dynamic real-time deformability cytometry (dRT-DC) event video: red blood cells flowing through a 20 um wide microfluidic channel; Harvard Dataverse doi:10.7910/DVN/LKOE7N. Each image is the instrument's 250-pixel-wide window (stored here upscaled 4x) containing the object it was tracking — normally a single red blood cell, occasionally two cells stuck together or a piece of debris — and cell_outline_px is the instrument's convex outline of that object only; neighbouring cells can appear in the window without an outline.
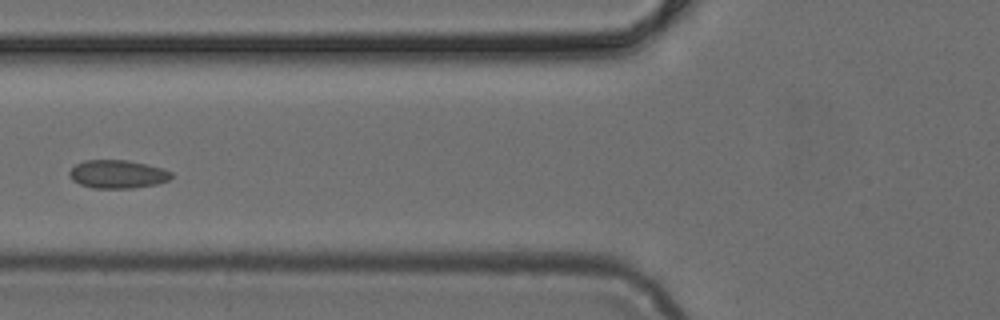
{"species": "common noctule bat (a hibernating species)", "species_latin": "Nyctalus noctula", "temperature_condition": "cold", "stored_images_in_passage": 7, "camera_frame_rate_fps": 3000, "um_per_image_px": 0.085, "animal": {"sex": "female", "body_mass_g": 24.6, "forearm_length_mm": 56.2}, "frame": {"image": 1, "passage_image": 6, "time_ms": 1.667, "image_size_px": [1000, 320], "cell_outline_px": [[172, 176], [168, 180], [156, 184], [132, 188], [92, 188], [80, 184], [72, 180], [68, 176], [68, 172], [76, 164], [84, 160], [128, 160], [164, 168], [172, 172]], "centroid_in_image_um": [9.98, 14.8], "position_along_channel_um": 115.8, "area_um2": 16.88}}
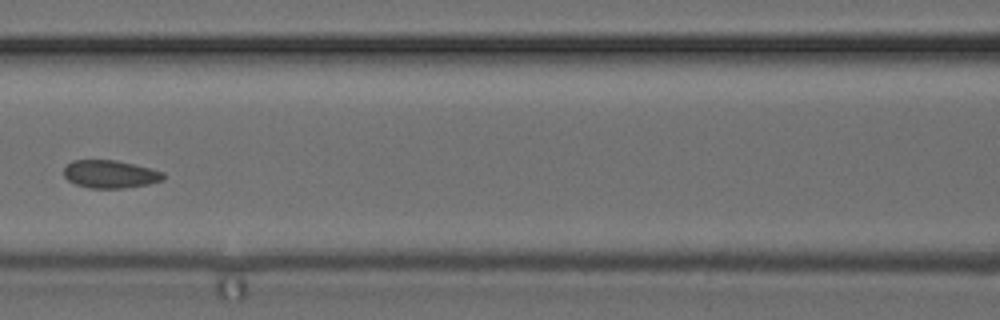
{"frame": {"image": 2, "passage_image": 7, "time_ms": 2.0, "image_size_px": [1000, 320], "cell_outline_px": [[164, 180], [148, 184], [124, 188], [88, 188], [76, 184], [68, 180], [64, 176], [64, 168], [72, 160], [116, 160], [164, 172]], "centroid_in_image_um": [9.35, 14.81], "position_along_channel_um": 157.2, "area_um2": 16.07}}